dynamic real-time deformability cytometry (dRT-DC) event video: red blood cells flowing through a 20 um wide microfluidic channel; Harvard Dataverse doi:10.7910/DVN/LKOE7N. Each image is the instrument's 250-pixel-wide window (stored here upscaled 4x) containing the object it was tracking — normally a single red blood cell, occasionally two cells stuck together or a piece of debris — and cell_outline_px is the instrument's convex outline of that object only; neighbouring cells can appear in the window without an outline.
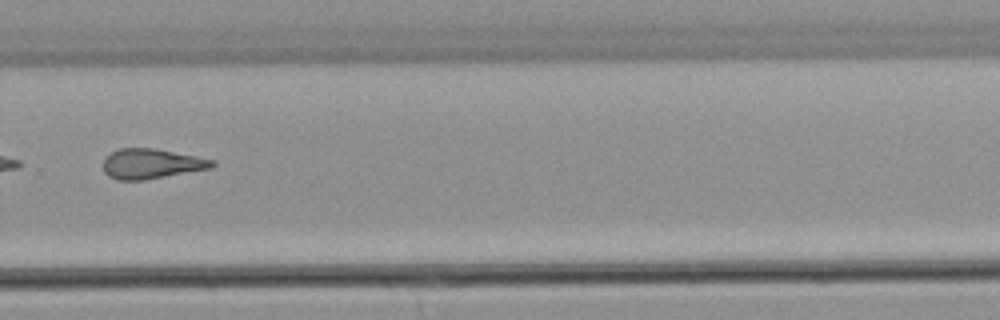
{"species": "common noctule bat (a hibernating species)", "species_latin": "Nyctalus noctula", "temperature_condition": "warm", "stored_images_in_passage": 52, "camera_frame_rate_fps": 3000, "um_per_image_px": 0.085, "animal": {"sex": "male", "body_mass_g": 21.5, "forearm_length_mm": 52.0}, "frame": {"image": 1, "passage_image": 37, "time_ms": 12.0, "image_size_px": [1000, 320], "cell_outline_px": [[216, 164], [212, 168], [144, 180], [116, 180], [108, 176], [104, 172], [104, 160], [112, 152], [120, 148], [156, 148], [216, 160]], "centroid_in_image_um": [12.9, 13.92], "position_along_channel_um": 316.9, "area_um2": 19.07}, "authors_computed_cell_mechanics": {"area_um2": 19.7098, "velocity_mm_per_s": 3.8748, "shape_relaxation_time_tau1_ms": null, "shape_relaxation_time_tau2_ms": 6.2232, "deformation_change_tau1": null, "deformation_change_tau2": 0.2014}}